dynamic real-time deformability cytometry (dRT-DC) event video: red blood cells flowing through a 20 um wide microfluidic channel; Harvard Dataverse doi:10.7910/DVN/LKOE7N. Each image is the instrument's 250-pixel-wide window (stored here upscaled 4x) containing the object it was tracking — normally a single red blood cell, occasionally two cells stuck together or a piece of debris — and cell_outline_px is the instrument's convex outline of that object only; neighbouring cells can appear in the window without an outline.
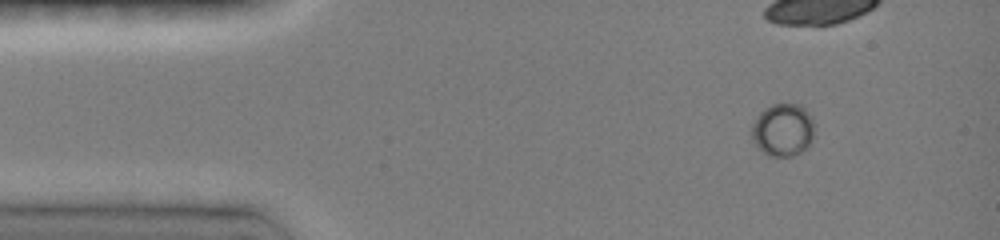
{"species": "common noctule bat (a hibernating species)", "species_latin": "Nyctalus noctula", "temperature_condition": "room temperature", "stored_images_in_passage": 14, "camera_frame_rate_fps": 3000, "um_per_image_px": 0.085, "animal": {"sex": "female", "body_mass_g": 19.0, "forearm_length_mm": 51.5}, "frame": {"image": 1, "passage_image": 1, "time_ms": 0.0, "image_size_px": [1000, 240], "cell_outline_px": [[812, 136], [808, 144], [800, 152], [792, 156], [768, 156], [752, 140], [752, 124], [760, 112], [764, 108], [772, 104], [800, 104], [808, 112], [812, 120]], "centroid_in_image_um": [66.51, 11.02], "position_along_channel_um": 18.5, "area_um2": 18.9}}
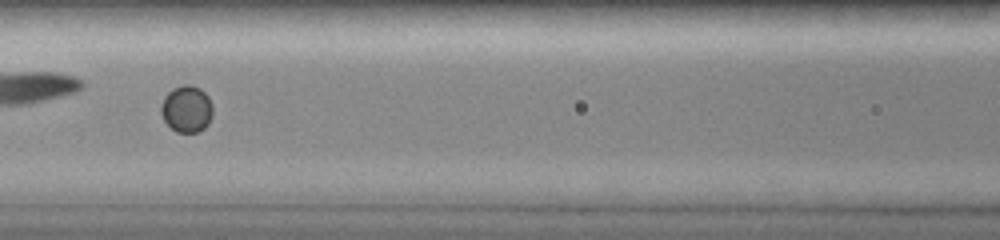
{"frame": {"image": 2, "passage_image": 10, "time_ms": 6.0, "image_size_px": [1000, 240], "cell_outline_px": [[212, 116], [208, 124], [204, 128], [196, 132], [176, 132], [164, 120], [160, 112], [160, 104], [164, 96], [172, 88], [184, 84], [192, 84], [200, 88], [208, 96], [212, 104]], "centroid_in_image_um": [15.85, 9.24], "position_along_channel_um": 150.7, "area_um2": 14.28}}